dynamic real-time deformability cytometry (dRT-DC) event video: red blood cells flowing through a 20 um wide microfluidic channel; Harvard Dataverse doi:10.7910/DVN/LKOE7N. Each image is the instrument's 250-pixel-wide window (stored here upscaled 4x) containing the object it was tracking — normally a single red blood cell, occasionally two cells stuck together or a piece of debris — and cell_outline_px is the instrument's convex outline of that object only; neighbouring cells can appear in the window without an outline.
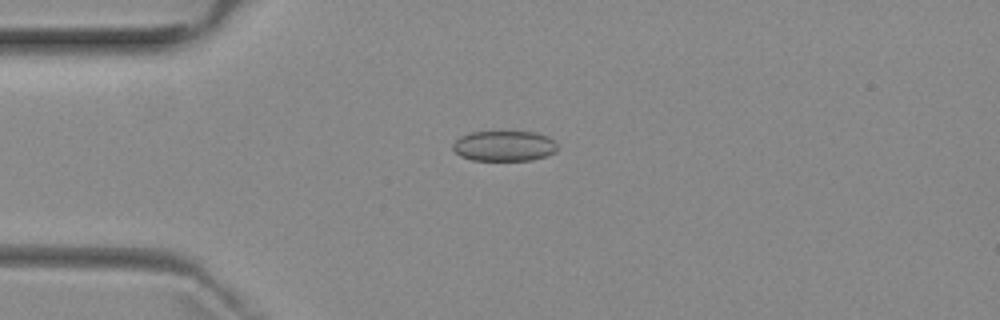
{"species": "common noctule bat (a hibernating species)", "species_latin": "Nyctalus noctula", "temperature_condition": "room temperature", "stored_images_in_passage": 3, "camera_frame_rate_fps": 3000, "um_per_image_px": 0.085, "animal": {"sex": "female", "body_mass_g": 29.2, "forearm_length_mm": 56.3}, "frame": {"image": 1, "passage_image": 1, "time_ms": 0.0, "image_size_px": [1000, 320], "cell_outline_px": [[556, 152], [532, 160], [472, 160], [460, 156], [452, 148], [452, 144], [460, 136], [472, 132], [536, 132], [548, 136], [556, 144]], "centroid_in_image_um": [42.84, 12.4], "position_along_channel_um": 42.2, "area_um2": 18.44}}
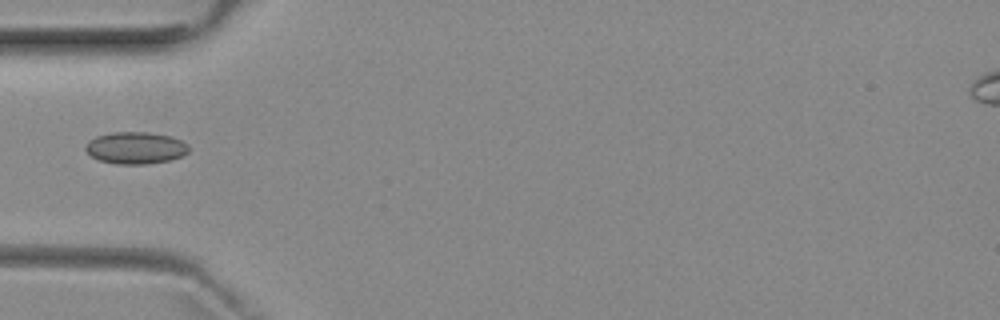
{"frame": {"image": 2, "passage_image": 2, "time_ms": 1.333, "image_size_px": [1000, 320], "cell_outline_px": [[188, 152], [180, 156], [168, 160], [148, 164], [116, 164], [100, 160], [92, 156], [84, 148], [88, 140], [96, 136], [112, 132], [148, 132], [172, 136], [188, 144]], "centroid_in_image_um": [11.51, 12.56], "position_along_channel_um": 73.5, "area_um2": 19.19}}
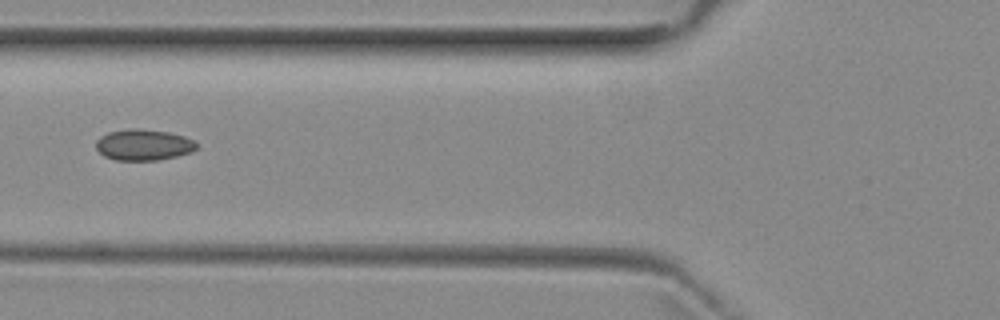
{"frame": {"image": 3, "passage_image": 3, "time_ms": 2.333, "image_size_px": [1000, 320], "cell_outline_px": [[196, 148], [192, 152], [176, 156], [156, 160], [116, 160], [104, 156], [96, 148], [96, 140], [100, 136], [108, 132], [132, 128], [136, 128], [168, 132], [184, 136], [192, 140], [196, 144]], "centroid_in_image_um": [12.17, 12.31], "position_along_channel_um": 113.6, "area_um2": 18.09}}